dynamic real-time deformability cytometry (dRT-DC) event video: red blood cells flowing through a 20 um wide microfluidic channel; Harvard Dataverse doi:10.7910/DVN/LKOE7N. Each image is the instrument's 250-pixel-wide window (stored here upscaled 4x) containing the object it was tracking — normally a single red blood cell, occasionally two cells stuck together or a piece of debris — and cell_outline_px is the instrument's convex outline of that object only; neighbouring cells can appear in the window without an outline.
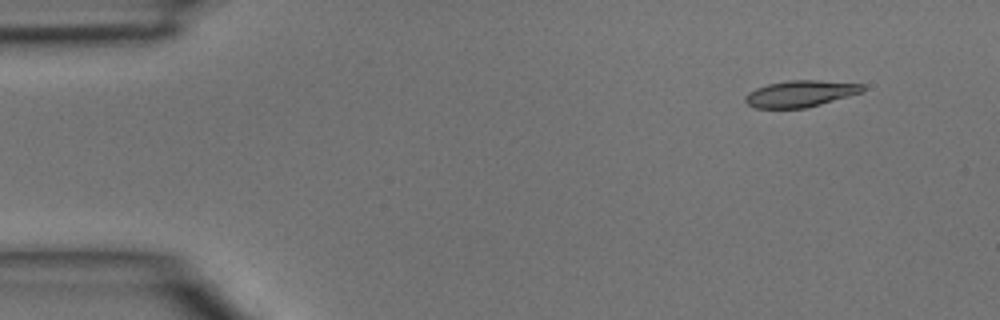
{"species": "common noctule bat (a hibernating species)", "species_latin": "Nyctalus noctula", "temperature_condition": "room temperature", "stored_images_in_passage": 4, "segment_of_instrument_passage": [2, 2], "camera_frame_rate_fps": 3000, "um_per_image_px": 0.085, "animal": {"sex": "male", "body_mass_g": 15.6}, "frame": {"image": 1, "passage_image": 4, "time_ms": 1.0, "image_size_px": [1000, 320], "cell_outline_px": [[864, 88], [860, 92], [848, 96], [820, 104], [804, 108], [756, 108], [748, 104], [744, 100], [744, 96], [748, 92], [756, 88], [768, 84], [788, 80], [820, 80], [864, 84]], "centroid_in_image_um": [67.99, 7.95], "position_along_channel_um": 17.0, "area_um2": 17.98}}